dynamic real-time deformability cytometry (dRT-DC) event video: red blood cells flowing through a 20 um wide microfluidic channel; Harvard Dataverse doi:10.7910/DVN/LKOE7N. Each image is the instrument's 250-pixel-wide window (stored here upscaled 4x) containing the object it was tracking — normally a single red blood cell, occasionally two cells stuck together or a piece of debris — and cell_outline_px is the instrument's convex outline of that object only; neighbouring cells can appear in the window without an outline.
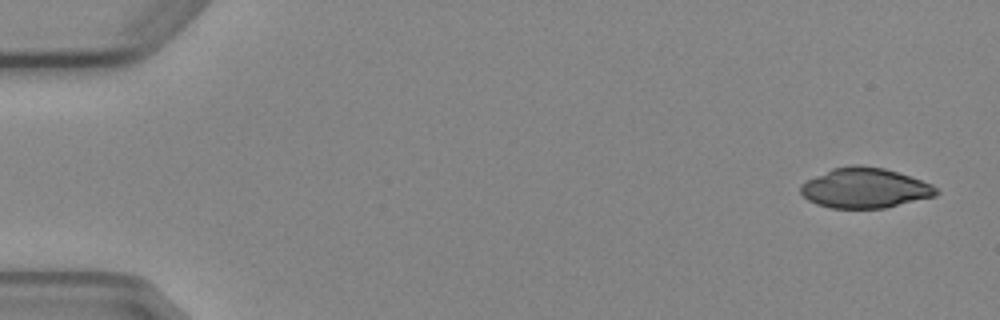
{"species": "Egyptian fruit bat (a non-hibernating species)", "species_latin": "Rousettus aegyptiacus", "temperature_condition": "cold", "stored_images_in_passage": 6, "camera_frame_rate_fps": 3000, "um_per_image_px": 0.085, "animal": {"sex": "female"}, "frame": {"image": 1, "passage_image": 1, "time_ms": 0.0, "image_size_px": [1000, 320], "cell_outline_px": [[940, 192], [936, 196], [884, 208], [832, 208], [816, 204], [808, 200], [800, 192], [800, 184], [832, 168], [852, 164], [856, 164], [884, 168], [932, 184]], "centroid_in_image_um": [73.51, 15.98], "position_along_channel_um": 11.5, "area_um2": 31.56}}